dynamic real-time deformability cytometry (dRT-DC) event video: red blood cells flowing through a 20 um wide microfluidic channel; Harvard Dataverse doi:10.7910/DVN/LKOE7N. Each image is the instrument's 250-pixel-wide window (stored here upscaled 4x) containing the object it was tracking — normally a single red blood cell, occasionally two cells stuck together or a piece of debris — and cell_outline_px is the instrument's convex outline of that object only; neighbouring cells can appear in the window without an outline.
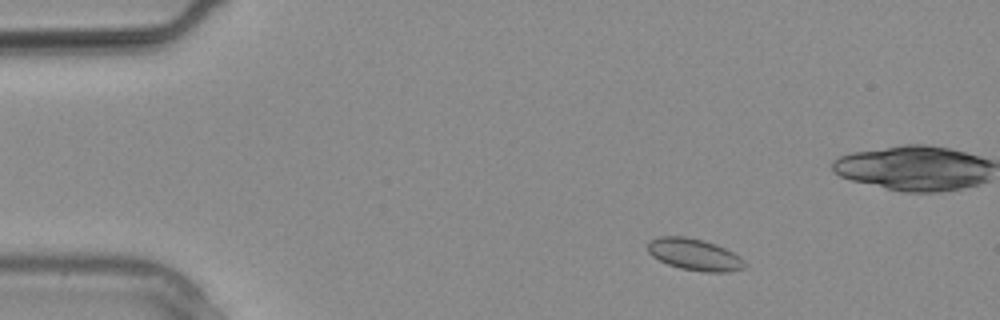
{"species": "common noctule bat (a hibernating species)", "species_latin": "Nyctalus noctula", "temperature_condition": "warm", "stored_images_in_passage": 13, "camera_frame_rate_fps": 3000, "um_per_image_px": 0.085, "animal": {"sex": "male", "body_mass_g": 20.4}, "frame": {"image": 1, "passage_image": 4, "time_ms": 1.0, "image_size_px": [1000, 320], "cell_outline_px": [[744, 268], [728, 272], [704, 272], [680, 268], [668, 264], [652, 256], [648, 252], [648, 240], [660, 236], [684, 236], [716, 244], [740, 256], [744, 260]], "centroid_in_image_um": [59.01, 21.63], "position_along_channel_um": 26.0, "area_um2": 17.8}}
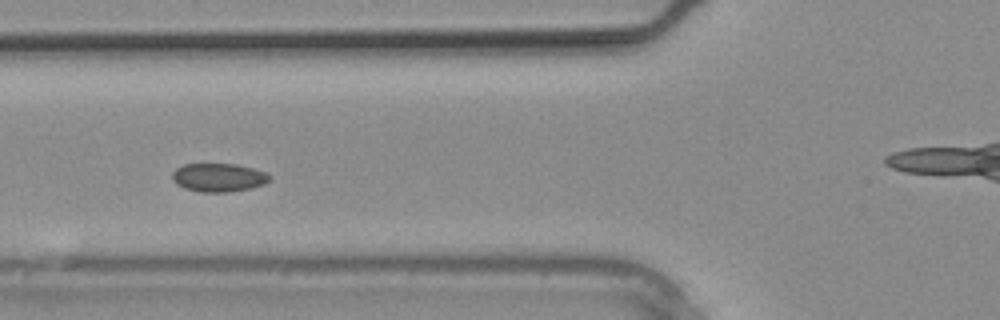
{"frame": {"image": 2, "passage_image": 10, "time_ms": 3.0, "image_size_px": [1000, 320], "cell_outline_px": [[272, 176], [264, 184], [252, 188], [228, 192], [200, 192], [184, 188], [176, 184], [172, 180], [172, 172], [176, 168], [184, 164], [236, 164], [252, 168], [264, 172]], "centroid_in_image_um": [18.55, 15.09], "position_along_channel_um": 107.2, "area_um2": 16.18}}